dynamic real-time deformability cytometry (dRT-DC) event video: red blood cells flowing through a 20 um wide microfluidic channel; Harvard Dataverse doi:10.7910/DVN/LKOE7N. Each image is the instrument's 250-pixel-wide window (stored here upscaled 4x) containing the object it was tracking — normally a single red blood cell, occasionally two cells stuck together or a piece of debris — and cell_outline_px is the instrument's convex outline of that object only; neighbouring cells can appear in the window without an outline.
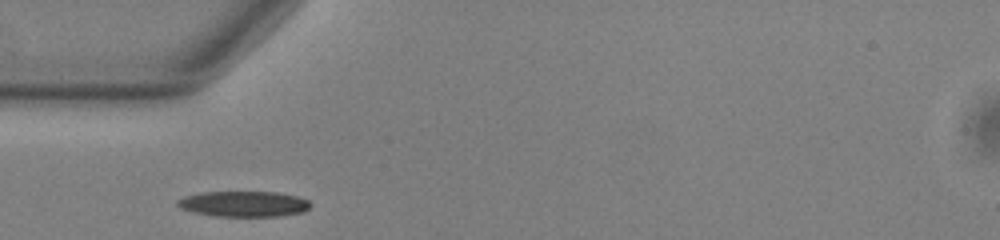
{"species": "common noctule bat (a hibernating species)", "species_latin": "Nyctalus noctula", "temperature_condition": "warm", "stored_images_in_passage": 29, "camera_frame_rate_fps": 3000, "um_per_image_px": 0.085, "animal": {"sex": "male", "body_mass_g": 13.0, "forearm_length_mm": 53.1}, "frame": {"image": 1, "passage_image": 1, "time_ms": 0.0, "image_size_px": [1000, 240], "cell_outline_px": [[312, 204], [304, 212], [280, 216], [212, 216], [192, 212], [180, 208], [176, 204], [176, 200], [184, 196], [200, 192], [280, 192], [300, 196], [308, 200]], "centroid_in_image_um": [20.72, 17.33], "position_along_channel_um": 64.3, "area_um2": 20.17}}
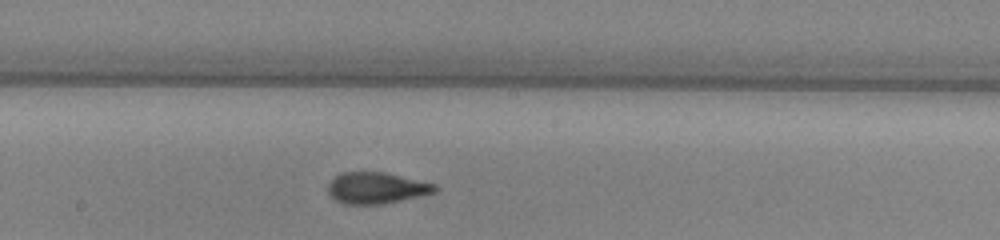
{"frame": {"image": 2, "passage_image": 13, "time_ms": 4.0, "image_size_px": [1000, 240], "cell_outline_px": [[440, 188], [436, 192], [384, 204], [340, 204], [332, 200], [328, 196], [328, 184], [340, 172], [384, 172], [436, 184]], "centroid_in_image_um": [31.96, 15.99], "position_along_channel_um": 216.2, "area_um2": 19.77}}
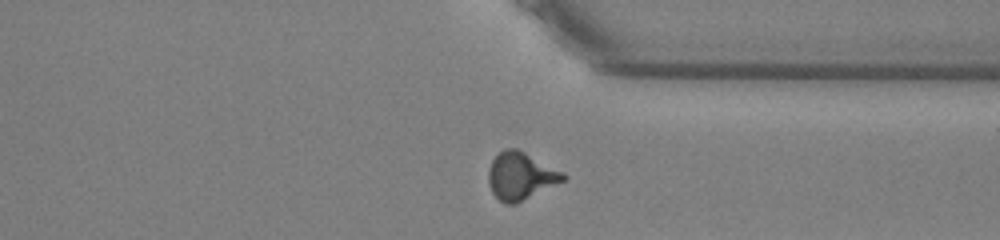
{"frame": {"image": 3, "passage_image": 25, "time_ms": 8.0, "image_size_px": [1000, 240], "cell_outline_px": [[568, 176], [564, 180], [516, 204], [504, 204], [492, 192], [488, 184], [488, 168], [492, 160], [504, 148], [516, 148], [564, 172]], "centroid_in_image_um": [44.24, 14.96], "position_along_channel_um": 367.2, "area_um2": 20.58}, "authors_computed_cell_mechanics": {"area_um2": 19.8832, "velocity_mm_per_s": 3.808, "shape_relaxation_time_tau1_ms": 3.524, "shape_relaxation_time_tau2_ms": 1.3848, "deformation_change_tau1": 0.1884, "deformation_change_tau2": 0.0846}}